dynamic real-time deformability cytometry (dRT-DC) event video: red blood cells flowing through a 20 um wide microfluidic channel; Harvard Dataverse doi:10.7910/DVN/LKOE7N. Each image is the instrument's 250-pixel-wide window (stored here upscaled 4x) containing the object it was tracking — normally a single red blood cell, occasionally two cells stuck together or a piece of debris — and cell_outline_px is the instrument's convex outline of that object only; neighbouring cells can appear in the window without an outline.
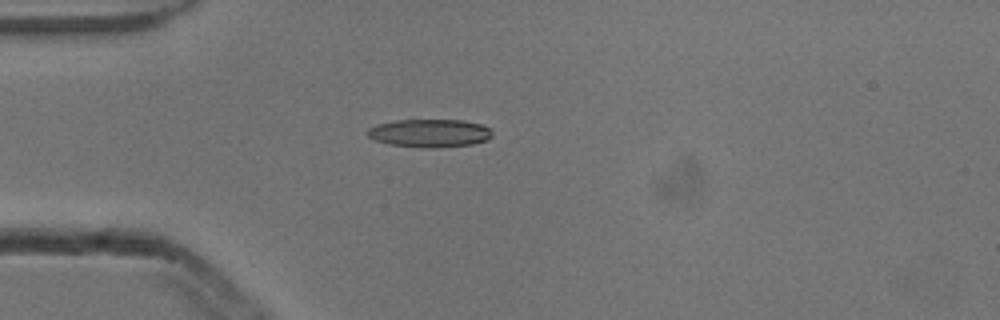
{"species": "common noctule bat (a hibernating species)", "species_latin": "Nyctalus noctula", "temperature_condition": "cold", "stored_images_in_passage": 3, "camera_frame_rate_fps": 3000, "um_per_image_px": 0.085, "animal": {"sex": "male", "body_mass_g": 13.3}, "frame": {"image": 1, "passage_image": 2, "time_ms": 0.333, "image_size_px": [1000, 320], "cell_outline_px": [[492, 136], [488, 140], [472, 144], [436, 148], [420, 148], [388, 144], [376, 140], [368, 136], [368, 128], [376, 124], [396, 120], [464, 120], [480, 124], [488, 128], [492, 132]], "centroid_in_image_um": [36.52, 11.32], "position_along_channel_um": 48.5, "area_um2": 20.52}}